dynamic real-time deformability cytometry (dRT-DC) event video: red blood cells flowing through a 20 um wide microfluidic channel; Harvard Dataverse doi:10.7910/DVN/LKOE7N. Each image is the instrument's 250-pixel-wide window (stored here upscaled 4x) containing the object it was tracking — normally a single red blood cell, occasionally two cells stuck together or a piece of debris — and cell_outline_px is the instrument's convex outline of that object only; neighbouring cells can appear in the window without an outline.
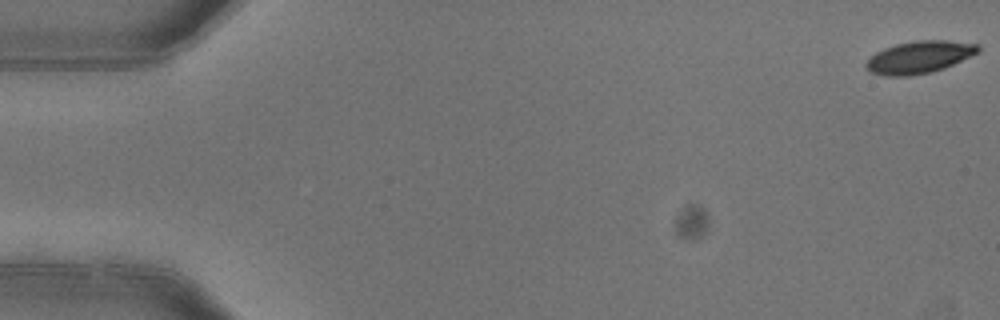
{"species": "common noctule bat (a hibernating species)", "species_latin": "Nyctalus noctula", "temperature_condition": "warm", "stored_images_in_passage": 6, "camera_frame_rate_fps": 3000, "um_per_image_px": 0.085, "animal": {"sex": "female"}, "frame": {"image": 1, "passage_image": 1, "time_ms": 0.0, "image_size_px": [1000, 320], "cell_outline_px": [[980, 52], [944, 68], [928, 72], [908, 76], [884, 76], [872, 72], [864, 64], [876, 52], [884, 48], [896, 44], [916, 40], [948, 40], [980, 44]], "centroid_in_image_um": [78.17, 4.84], "position_along_channel_um": 6.8, "area_um2": 20.98}}
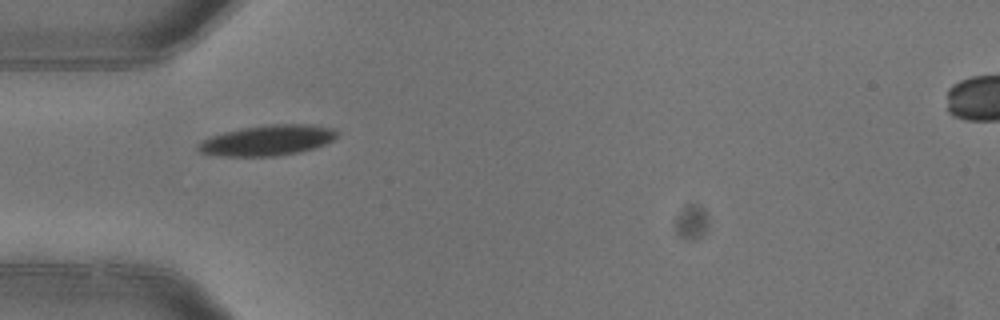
{"frame": {"image": 2, "passage_image": 4, "time_ms": 1.0, "image_size_px": [1000, 320], "cell_outline_px": [[340, 136], [324, 144], [300, 152], [276, 156], [220, 156], [200, 152], [196, 148], [196, 144], [212, 136], [224, 132], [240, 128], [272, 124], [312, 124], [332, 128], [340, 132]], "centroid_in_image_um": [22.76, 11.92], "position_along_channel_um": 62.2, "area_um2": 24.74}}